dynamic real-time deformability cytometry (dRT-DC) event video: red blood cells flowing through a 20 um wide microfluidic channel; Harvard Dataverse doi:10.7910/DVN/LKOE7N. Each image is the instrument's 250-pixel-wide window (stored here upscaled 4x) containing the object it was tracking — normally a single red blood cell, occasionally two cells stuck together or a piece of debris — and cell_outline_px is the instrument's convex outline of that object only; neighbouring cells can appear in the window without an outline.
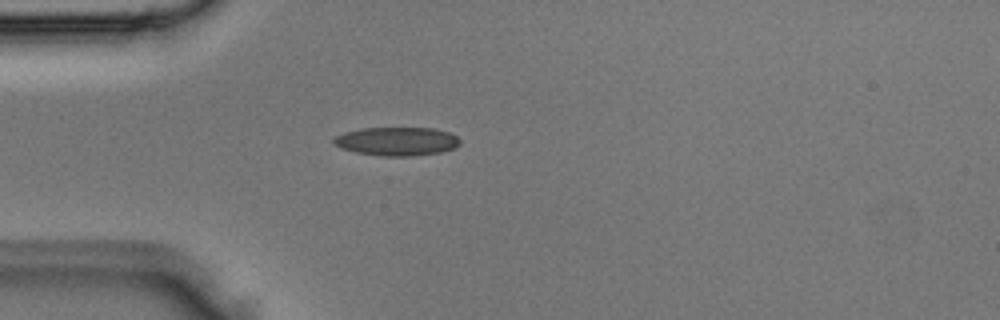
{"species": "Egyptian fruit bat (a non-hibernating species)", "species_latin": "Rousettus aegyptiacus", "temperature_condition": "room temperature", "stored_images_in_passage": 1, "camera_frame_rate_fps": 3000, "um_per_image_px": 0.085, "animal": {"sex": "male"}, "frame": {"image": 1, "passage_image": 1, "time_ms": 0.0, "image_size_px": [1000, 320], "cell_outline_px": [[460, 144], [452, 148], [440, 152], [412, 156], [380, 156], [356, 152], [340, 148], [332, 144], [332, 140], [336, 136], [344, 132], [360, 128], [432, 128], [448, 132], [456, 136], [460, 140]], "centroid_in_image_um": [33.68, 12.01], "position_along_channel_um": 51.3, "area_um2": 21.04}}